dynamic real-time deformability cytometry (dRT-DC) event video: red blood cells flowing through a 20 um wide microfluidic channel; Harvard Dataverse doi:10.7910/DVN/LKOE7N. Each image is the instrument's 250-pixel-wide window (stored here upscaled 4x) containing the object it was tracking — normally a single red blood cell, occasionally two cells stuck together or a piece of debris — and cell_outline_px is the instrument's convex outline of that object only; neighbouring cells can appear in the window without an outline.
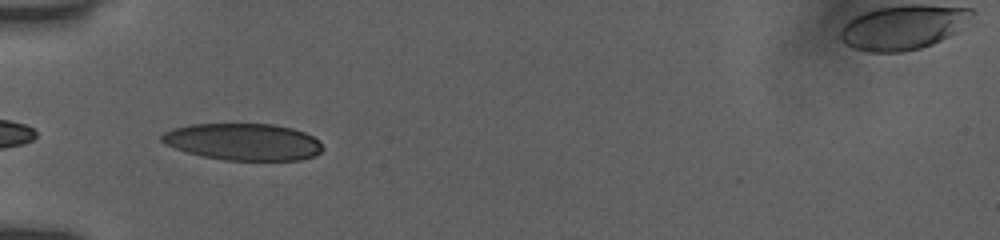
{"species": "human", "species_latin": "Homo sapiens", "temperature_condition": "room temperature", "stored_images_in_passage": 36, "camera_frame_rate_fps": 3000, "um_per_image_px": 0.085, "donor": {"sex": "female"}, "frame": {"image": 1, "passage_image": 1, "time_ms": 0.0, "image_size_px": [1000, 240], "cell_outline_px": [[324, 148], [316, 156], [300, 160], [224, 160], [204, 156], [188, 152], [164, 144], [160, 140], [160, 136], [164, 132], [172, 128], [192, 124], [272, 124], [292, 128], [304, 132], [312, 136]], "centroid_in_image_um": [20.66, 12.05], "position_along_channel_um": 64.3, "area_um2": 34.51}}
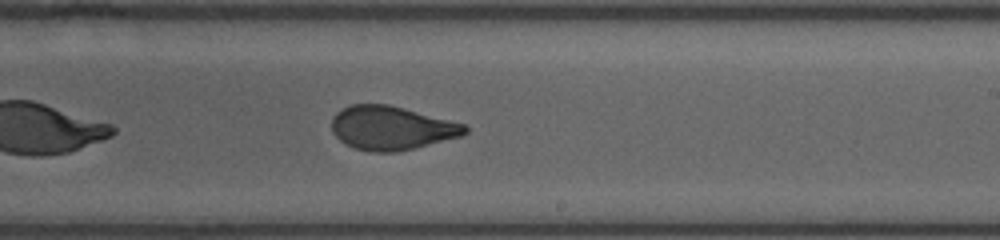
{"frame": {"image": 2, "passage_image": 16, "time_ms": 5.0, "image_size_px": [1000, 240], "cell_outline_px": [[468, 132], [460, 136], [396, 152], [372, 152], [356, 148], [344, 144], [332, 132], [332, 116], [336, 112], [352, 104], [388, 104], [404, 108], [464, 124], [468, 128]], "centroid_in_image_um": [33.23, 10.87], "position_along_channel_um": 255.8, "area_um2": 33.64}}
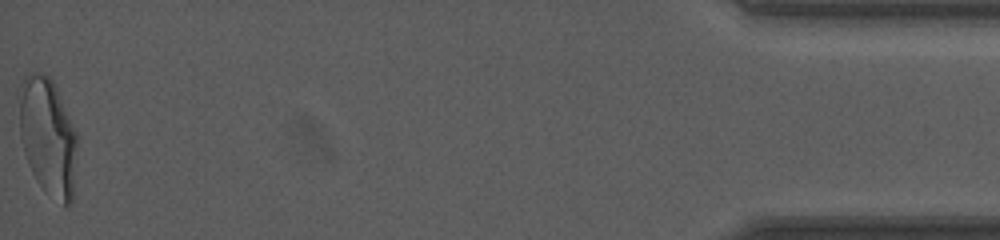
{"frame": {"image": 3, "passage_image": 36, "time_ms": 11.667, "image_size_px": [1000, 240], "cell_outline_px": [[76, 144], [72, 204], [68, 208], [44, 188], [36, 180], [28, 164], [24, 152], [20, 136], [20, 84], [24, 76], [32, 72], [40, 72], [48, 76], [52, 80], [56, 88], [76, 132]], "centroid_in_image_um": [4.05, 11.58], "position_along_channel_um": 431.1, "area_um2": 39.02}, "authors_computed_cell_mechanics": {"area_um2": 34.969, "velocity_mm_per_s": 3.9214, "shape_relaxation_time_tau1_ms": 5.8303, "shape_relaxation_time_tau2_ms": 0.9107, "deformation_change_tau1": 0.1966, "deformation_change_tau2": 0.0713}}